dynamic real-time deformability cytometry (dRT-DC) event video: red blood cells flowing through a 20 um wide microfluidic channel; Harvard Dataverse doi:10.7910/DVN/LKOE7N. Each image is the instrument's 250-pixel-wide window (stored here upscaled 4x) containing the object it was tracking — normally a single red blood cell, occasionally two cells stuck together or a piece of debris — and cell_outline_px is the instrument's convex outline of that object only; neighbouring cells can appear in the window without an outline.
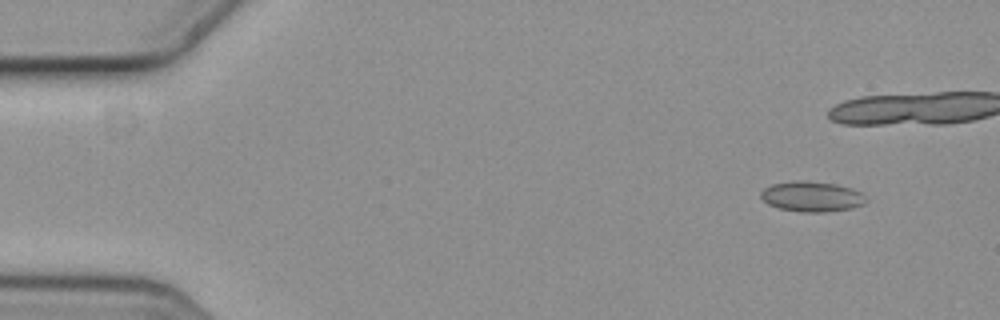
{"species": "common noctule bat (a hibernating species)", "species_latin": "Nyctalus noctula", "temperature_condition": "cold", "stored_images_in_passage": 6, "camera_frame_rate_fps": 3000, "um_per_image_px": 0.085, "animal": {"sex": "female", "body_mass_g": 19.3, "forearm_length_mm": 54.1}, "frame": {"image": 1, "passage_image": 1, "time_ms": 0.0, "image_size_px": [1000, 320], "cell_outline_px": [[868, 200], [864, 204], [852, 208], [824, 212], [800, 212], [780, 208], [768, 204], [760, 196], [760, 192], [764, 188], [772, 184], [796, 180], [800, 180], [836, 184], [852, 188], [860, 192]], "centroid_in_image_um": [69.0, 16.7], "position_along_channel_um": 16.0, "area_um2": 18.55}}
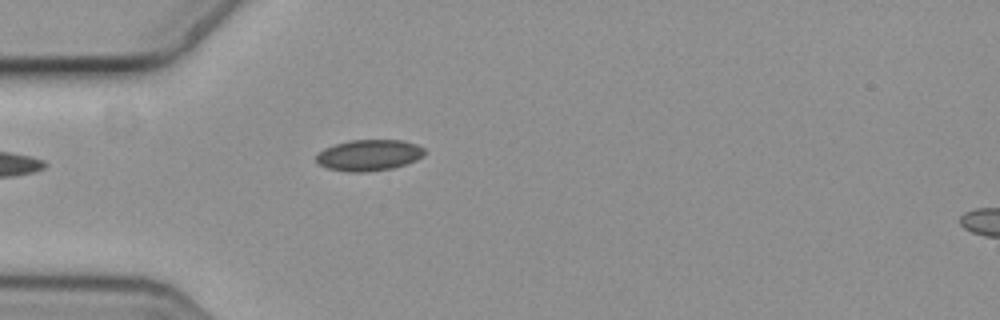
{"frame": {"image": 2, "passage_image": 6, "time_ms": 1.667, "image_size_px": [1000, 320], "cell_outline_px": [[424, 156], [416, 160], [392, 168], [364, 172], [352, 172], [328, 168], [320, 164], [316, 160], [316, 156], [324, 148], [348, 140], [400, 140], [416, 144], [424, 148]], "centroid_in_image_um": [31.37, 13.18], "position_along_channel_um": 53.6, "area_um2": 19.42}}